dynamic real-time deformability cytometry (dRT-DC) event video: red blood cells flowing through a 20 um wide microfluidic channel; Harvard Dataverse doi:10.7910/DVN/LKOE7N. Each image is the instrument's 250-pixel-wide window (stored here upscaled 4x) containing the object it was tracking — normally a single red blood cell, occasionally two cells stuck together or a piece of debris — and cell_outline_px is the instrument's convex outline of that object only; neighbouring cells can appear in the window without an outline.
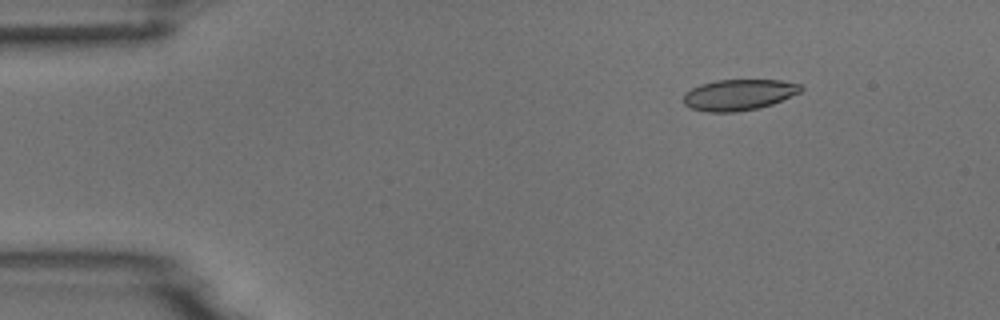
{"species": "common noctule bat (a hibernating species)", "species_latin": "Nyctalus noctula", "temperature_condition": "room temperature", "stored_images_in_passage": 5, "camera_frame_rate_fps": 3000, "um_per_image_px": 0.085, "animal": {"sex": "male", "body_mass_g": 18.8}, "frame": {"image": 1, "passage_image": 2, "time_ms": 1.0, "image_size_px": [1000, 320], "cell_outline_px": [[804, 88], [800, 92], [772, 104], [760, 108], [736, 112], [708, 112], [688, 108], [684, 104], [684, 92], [700, 84], [716, 80], [780, 80], [800, 84]], "centroid_in_image_um": [62.77, 8.06], "position_along_channel_um": 22.2, "area_um2": 21.33}}
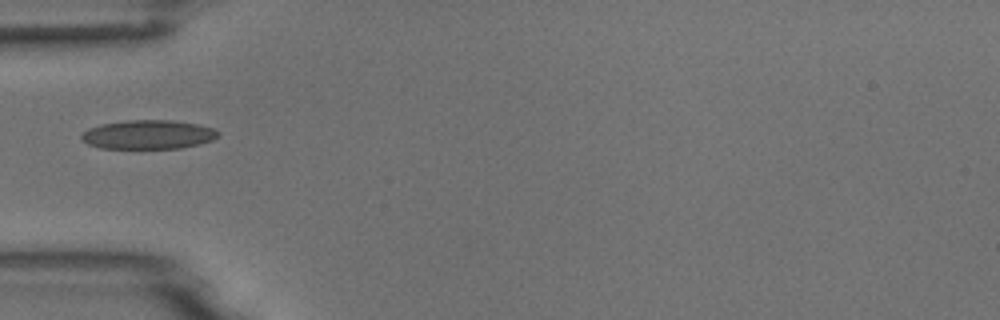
{"frame": {"image": 2, "passage_image": 5, "time_ms": 4.333, "image_size_px": [1000, 320], "cell_outline_px": [[220, 136], [212, 140], [200, 144], [180, 148], [100, 148], [88, 144], [80, 136], [88, 128], [100, 124], [124, 120], [172, 120], [200, 124], [216, 128], [220, 132]], "centroid_in_image_um": [12.65, 11.42], "position_along_channel_um": 72.3, "area_um2": 23.35}}